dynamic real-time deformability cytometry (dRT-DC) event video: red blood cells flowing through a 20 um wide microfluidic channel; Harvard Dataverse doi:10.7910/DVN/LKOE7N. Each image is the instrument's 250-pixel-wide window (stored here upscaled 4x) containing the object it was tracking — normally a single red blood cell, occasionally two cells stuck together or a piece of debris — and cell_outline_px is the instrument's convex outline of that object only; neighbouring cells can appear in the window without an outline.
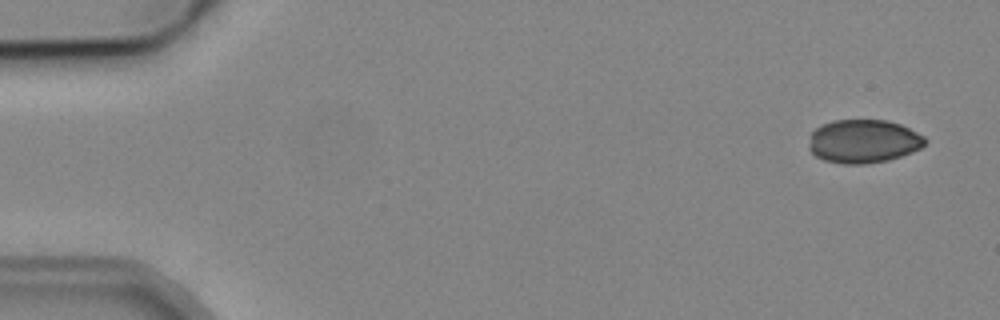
{"species": "common noctule bat (a hibernating species)", "species_latin": "Nyctalus noctula", "temperature_condition": "cold", "stored_images_in_passage": 4, "camera_frame_rate_fps": 3000, "um_per_image_px": 0.085, "animal": {"sex": "male", "body_mass_g": 19.2, "forearm_length_mm": 51.8}, "frame": {"image": 1, "passage_image": 1, "time_ms": 0.0, "image_size_px": [1000, 320], "cell_outline_px": [[928, 140], [920, 148], [912, 152], [888, 160], [864, 164], [844, 164], [824, 160], [816, 156], [808, 148], [808, 136], [816, 128], [832, 120], [884, 120], [900, 124], [924, 136]], "centroid_in_image_um": [73.36, 12.01], "position_along_channel_um": 11.6, "area_um2": 29.48}}